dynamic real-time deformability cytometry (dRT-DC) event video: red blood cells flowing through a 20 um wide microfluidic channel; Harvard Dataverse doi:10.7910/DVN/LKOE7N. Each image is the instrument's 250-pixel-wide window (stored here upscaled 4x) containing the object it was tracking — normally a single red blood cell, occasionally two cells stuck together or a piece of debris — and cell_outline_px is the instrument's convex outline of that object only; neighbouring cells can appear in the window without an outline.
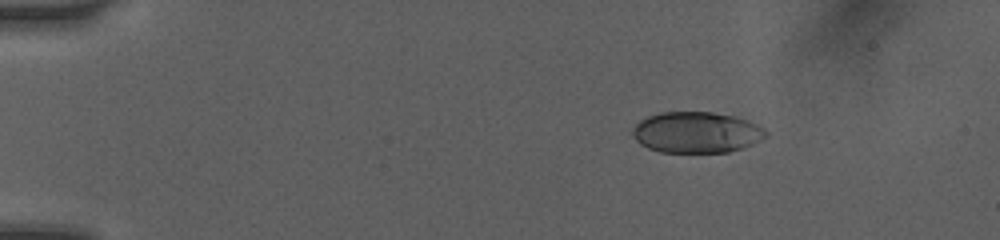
{"species": "human", "species_latin": "Homo sapiens", "temperature_condition": "room temperature", "stored_images_in_passage": 8, "camera_frame_rate_fps": 3000, "um_per_image_px": 0.085, "donor": {"sex": "female"}, "frame": {"image": 1, "passage_image": 4, "time_ms": 2.333, "image_size_px": [1000, 240], "cell_outline_px": [[768, 136], [752, 144], [728, 152], [660, 152], [648, 148], [640, 144], [632, 136], [632, 128], [640, 120], [648, 116], [660, 112], [712, 112], [736, 116], [748, 120], [764, 128], [768, 132]], "centroid_in_image_um": [59.19, 11.24], "position_along_channel_um": 25.8, "area_um2": 32.02}}
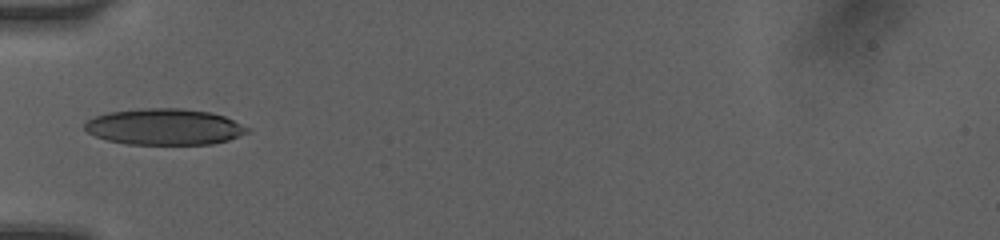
{"frame": {"image": 2, "passage_image": 7, "time_ms": 5.667, "image_size_px": [1000, 240], "cell_outline_px": [[248, 132], [228, 140], [212, 144], [128, 144], [108, 140], [96, 136], [88, 132], [84, 128], [84, 124], [88, 120], [96, 116], [108, 112], [140, 108], [180, 108], [212, 112], [224, 116], [248, 128]], "centroid_in_image_um": [13.96, 10.77], "position_along_channel_um": 71.0, "area_um2": 34.1}}